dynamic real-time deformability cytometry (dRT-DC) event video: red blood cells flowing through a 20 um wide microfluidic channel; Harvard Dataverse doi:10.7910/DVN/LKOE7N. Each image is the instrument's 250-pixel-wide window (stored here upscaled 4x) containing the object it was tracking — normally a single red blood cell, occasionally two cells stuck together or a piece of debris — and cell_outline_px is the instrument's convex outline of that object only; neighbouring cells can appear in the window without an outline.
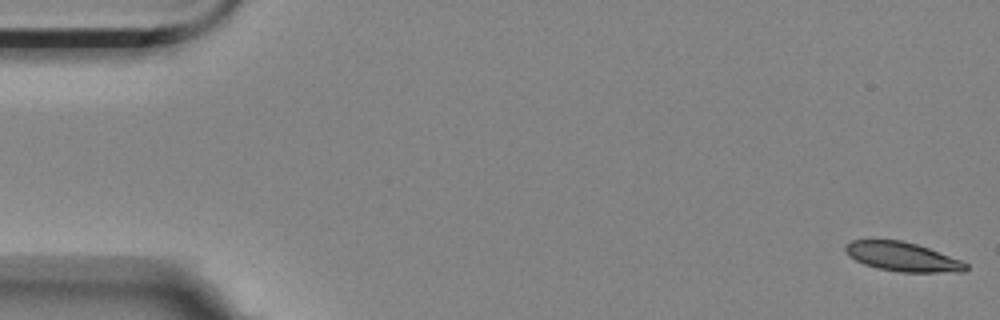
{"species": "Egyptian fruit bat (a non-hibernating species)", "species_latin": "Rousettus aegyptiacus", "temperature_condition": "room temperature", "stored_images_in_passage": 5, "camera_frame_rate_fps": 3000, "um_per_image_px": 0.085, "animal": {"sex": "female"}, "frame": {"image": 1, "passage_image": 1, "time_ms": 0.0, "image_size_px": [1000, 320], "cell_outline_px": [[968, 268], [964, 272], [900, 272], [876, 268], [864, 264], [848, 256], [844, 252], [844, 244], [852, 240], [900, 240], [916, 244], [928, 248], [960, 260], [968, 264]], "centroid_in_image_um": [76.67, 21.83], "position_along_channel_um": 8.3, "area_um2": 20.46}}
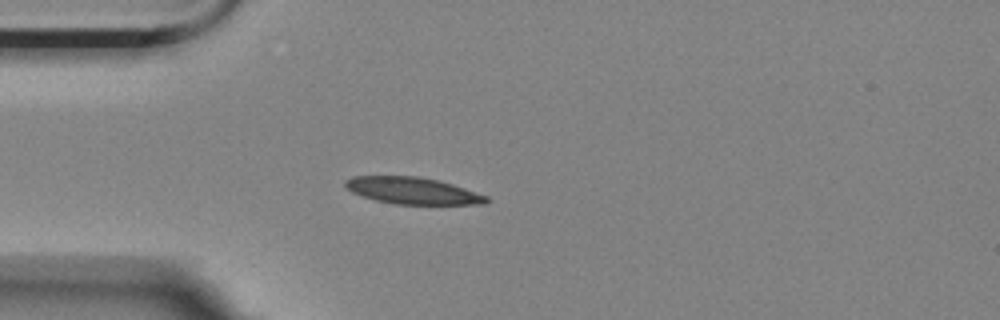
{"frame": {"image": 2, "passage_image": 5, "time_ms": 1.333, "image_size_px": [1000, 320], "cell_outline_px": [[488, 204], [396, 204], [376, 200], [352, 192], [344, 184], [344, 180], [352, 176], [416, 176], [436, 180], [452, 184], [488, 196]], "centroid_in_image_um": [35.07, 16.21], "position_along_channel_um": 49.9, "area_um2": 21.79}}